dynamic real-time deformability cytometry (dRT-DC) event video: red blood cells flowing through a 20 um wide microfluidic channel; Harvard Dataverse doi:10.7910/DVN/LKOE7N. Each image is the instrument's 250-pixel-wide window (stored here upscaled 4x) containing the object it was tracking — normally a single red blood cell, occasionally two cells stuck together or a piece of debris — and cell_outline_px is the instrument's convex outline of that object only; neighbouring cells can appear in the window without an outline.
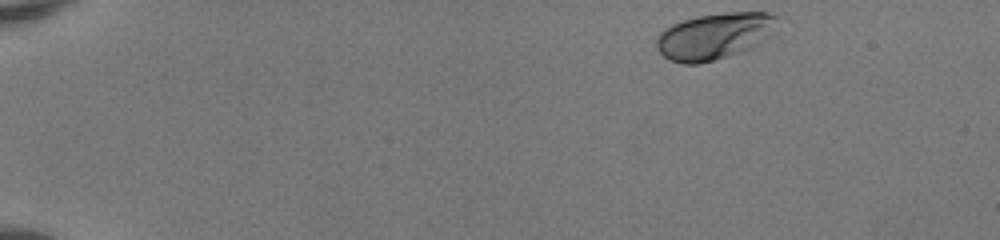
{"species": "human", "species_latin": "Homo sapiens", "temperature_condition": "room temperature", "stored_images_in_passage": 45, "camera_frame_rate_fps": 3000, "um_per_image_px": 0.085, "donor": {"sex": "female"}, "frame": {"image": 1, "passage_image": 1, "time_ms": 0.0, "image_size_px": [1000, 240], "cell_outline_px": [[780, 32], [776, 36], [744, 52], [700, 64], [680, 64], [668, 60], [656, 48], [656, 40], [660, 32], [664, 28], [672, 24], [696, 16], [724, 12], [768, 12], [780, 16]], "centroid_in_image_um": [60.87, 3.06], "position_along_channel_um": 24.1, "area_um2": 34.16}}
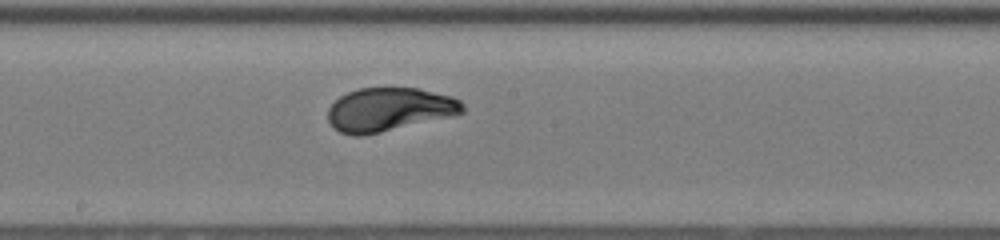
{"frame": {"image": 2, "passage_image": 24, "time_ms": 7.667, "image_size_px": [1000, 240], "cell_outline_px": [[464, 112], [452, 116], [380, 132], [360, 136], [352, 136], [340, 132], [328, 120], [328, 108], [340, 96], [348, 92], [360, 88], [420, 88], [452, 96], [460, 100], [464, 104]], "centroid_in_image_um": [33.1, 9.3], "position_along_channel_um": 215.1, "area_um2": 34.04}}
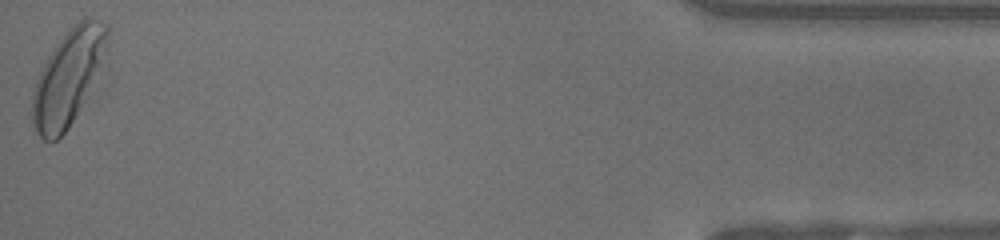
{"frame": {"image": 3, "passage_image": 45, "time_ms": 14.667, "image_size_px": [1000, 240], "cell_outline_px": [[108, 36], [100, 64], [84, 100], [80, 108], [68, 128], [56, 140], [44, 140], [36, 132], [32, 120], [32, 92], [40, 72], [48, 56], [56, 44], [84, 16], [88, 16], [100, 20], [108, 24]], "centroid_in_image_um": [5.76, 6.57], "position_along_channel_um": 429.4, "area_um2": 40.17}, "authors_computed_cell_mechanics": {"area_um2": 34.0442, "velocity_mm_per_s": 4.1152, "shape_relaxation_time_tau1_ms": 2.5715, "shape_relaxation_time_tau2_ms": null, "deformation_change_tau1": 0.1551, "deformation_change_tau2": null}}